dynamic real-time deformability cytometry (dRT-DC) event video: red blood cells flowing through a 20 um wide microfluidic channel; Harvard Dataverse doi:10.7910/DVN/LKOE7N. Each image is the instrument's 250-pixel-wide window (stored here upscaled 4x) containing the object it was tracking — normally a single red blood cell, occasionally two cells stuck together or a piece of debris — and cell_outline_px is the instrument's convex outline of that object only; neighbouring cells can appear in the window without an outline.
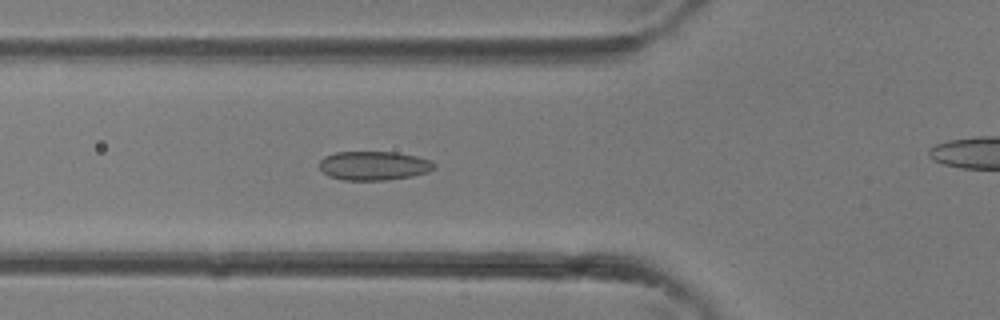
{"species": "common noctule bat (a hibernating species)", "species_latin": "Nyctalus noctula", "temperature_condition": "room temperature", "stored_images_in_passage": 23, "camera_frame_rate_fps": 3000, "um_per_image_px": 0.085, "animal": {"sex": "female"}, "frame": {"image": 1, "passage_image": 6, "time_ms": 1.667, "image_size_px": [1000, 320], "cell_outline_px": [[436, 168], [428, 172], [412, 176], [388, 180], [344, 180], [328, 176], [320, 168], [320, 160], [324, 156], [336, 152], [396, 152], [416, 156], [428, 160], [436, 164]], "centroid_in_image_um": [31.78, 14.08], "position_along_channel_um": 94.0, "area_um2": 19.42}}
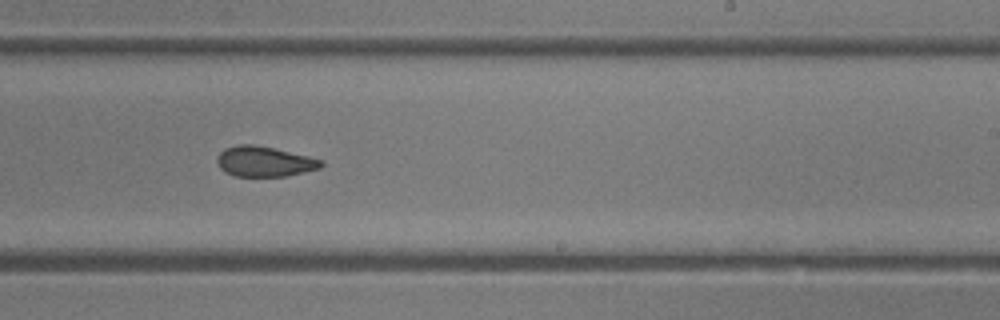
{"frame": {"image": 2, "passage_image": 15, "time_ms": 4.667, "image_size_px": [1000, 320], "cell_outline_px": [[324, 164], [320, 168], [284, 176], [236, 176], [224, 172], [220, 168], [216, 160], [220, 152], [224, 148], [240, 144], [252, 144], [272, 148], [308, 156], [324, 160]], "centroid_in_image_um": [22.45, 13.73], "position_along_channel_um": 266.5, "area_um2": 18.21}}
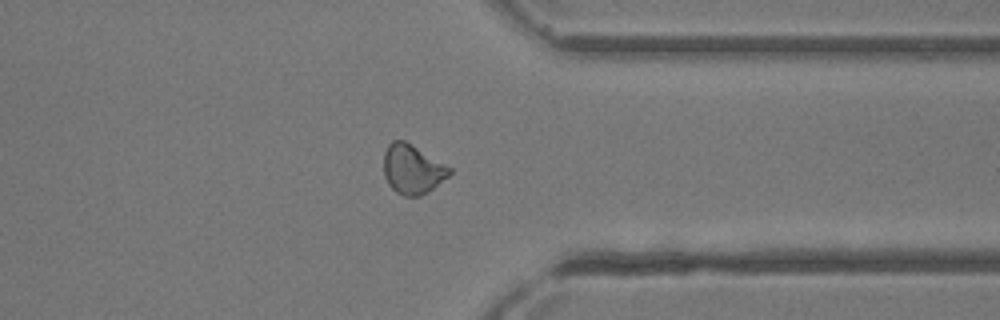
{"frame": {"image": 3, "passage_image": 21, "time_ms": 6.667, "image_size_px": [1000, 320], "cell_outline_px": [[452, 172], [448, 176], [428, 192], [420, 196], [404, 196], [396, 192], [388, 184], [384, 176], [384, 152], [388, 144], [392, 140], [404, 140], [452, 168]], "centroid_in_image_um": [35.04, 14.39], "position_along_channel_um": 376.4, "area_um2": 18.84}}